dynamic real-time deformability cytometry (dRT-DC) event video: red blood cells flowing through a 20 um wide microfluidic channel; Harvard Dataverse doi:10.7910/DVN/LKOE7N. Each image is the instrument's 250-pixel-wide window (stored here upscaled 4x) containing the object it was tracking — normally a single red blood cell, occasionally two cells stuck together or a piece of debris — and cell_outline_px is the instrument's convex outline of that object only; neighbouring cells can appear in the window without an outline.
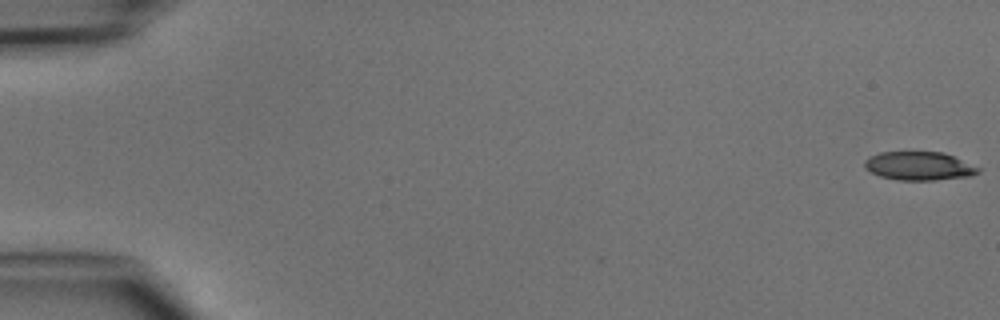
{"species": "common noctule bat (a hibernating species)", "species_latin": "Nyctalus noctula", "temperature_condition": "cold", "stored_images_in_passage": 48, "camera_frame_rate_fps": 3000, "um_per_image_px": 0.085, "animal": {"sex": "male", "body_mass_g": 15.6}, "frame": {"image": 1, "passage_image": 1, "time_ms": 0.0, "image_size_px": [1000, 320], "cell_outline_px": [[980, 172], [972, 176], [936, 180], [900, 180], [880, 176], [864, 168], [864, 160], [868, 156], [880, 152], [944, 152], [980, 168]], "centroid_in_image_um": [78.11, 14.11], "position_along_channel_um": 6.9, "area_um2": 18.96}}
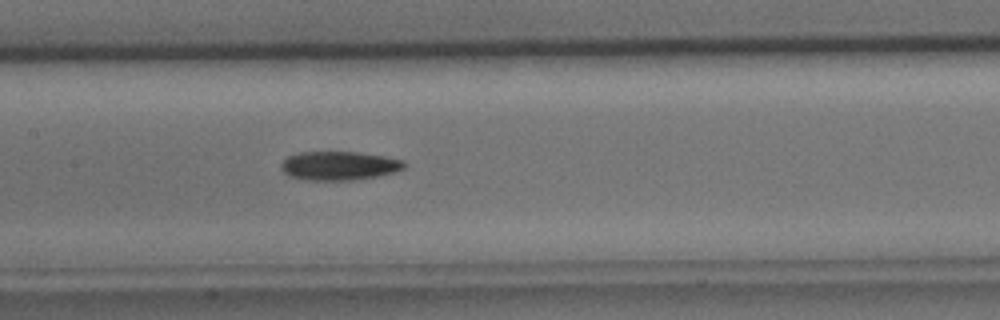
{"frame": {"image": 2, "passage_image": 24, "time_ms": 7.667, "image_size_px": [1000, 320], "cell_outline_px": [[408, 164], [404, 168], [396, 172], [376, 176], [352, 180], [304, 180], [288, 176], [280, 168], [280, 164], [288, 156], [300, 152], [356, 152], [384, 156], [404, 160]], "centroid_in_image_um": [28.83, 14.09], "position_along_channel_um": 178.6, "area_um2": 20.81}}
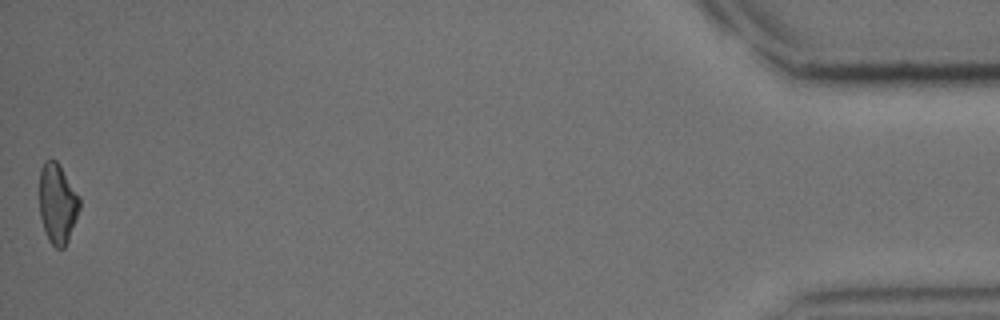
{"frame": {"image": 3, "passage_image": 48, "time_ms": 15.667, "image_size_px": [1000, 320], "cell_outline_px": [[80, 208], [68, 240], [64, 248], [56, 248], [48, 240], [40, 216], [40, 168], [44, 160], [56, 160], [60, 164], [80, 196]], "centroid_in_image_um": [4.89, 17.27], "position_along_channel_um": 430.3, "area_um2": 18.79}}